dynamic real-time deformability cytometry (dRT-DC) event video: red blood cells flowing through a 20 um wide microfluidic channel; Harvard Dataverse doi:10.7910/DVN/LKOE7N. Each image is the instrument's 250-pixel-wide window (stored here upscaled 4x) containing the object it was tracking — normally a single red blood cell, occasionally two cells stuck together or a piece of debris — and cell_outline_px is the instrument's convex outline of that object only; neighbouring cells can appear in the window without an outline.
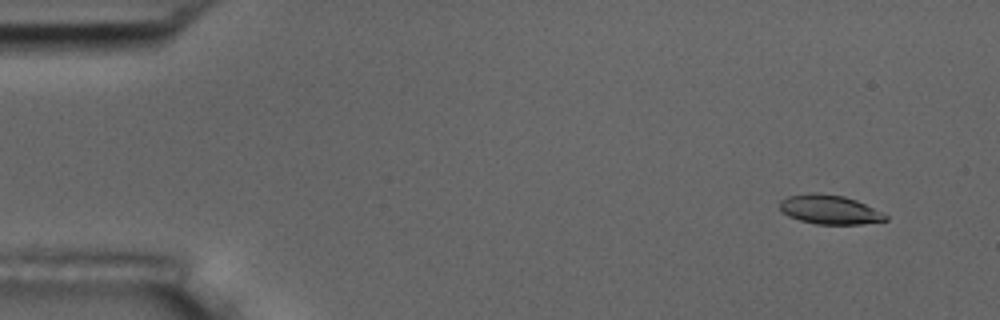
{"species": "common noctule bat (a hibernating species)", "species_latin": "Nyctalus noctula", "temperature_condition": "room temperature", "stored_images_in_passage": 55, "camera_frame_rate_fps": 3000, "um_per_image_px": 0.085, "animal": {"sex": "male", "body_mass_g": 17.5, "forearm_length_mm": 52.3}, "frame": {"image": 1, "passage_image": 5, "time_ms": 1.333, "image_size_px": [1000, 320], "cell_outline_px": [[888, 220], [860, 224], [816, 224], [800, 220], [788, 216], [780, 208], [780, 200], [788, 196], [812, 192], [816, 192], [844, 196], [856, 200], [888, 216]], "centroid_in_image_um": [70.49, 17.81], "position_along_channel_um": 14.5, "area_um2": 17.8}}
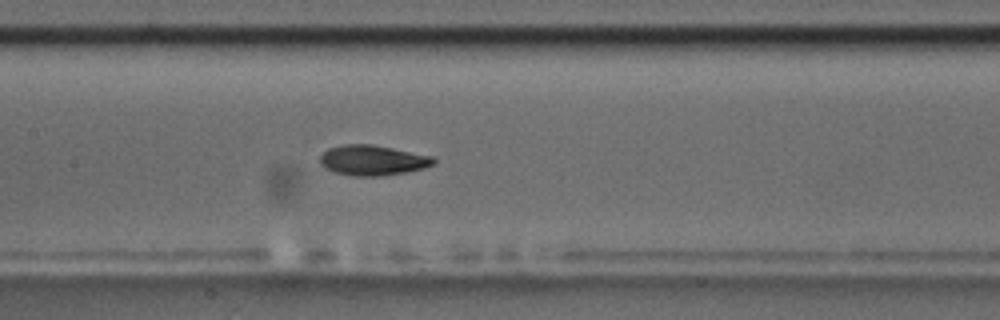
{"frame": {"image": 2, "passage_image": 27, "time_ms": 8.667, "image_size_px": [1000, 320], "cell_outline_px": [[436, 160], [432, 164], [424, 168], [404, 172], [380, 176], [352, 176], [336, 172], [324, 168], [320, 164], [320, 156], [328, 148], [344, 144], [372, 144], [432, 156]], "centroid_in_image_um": [31.64, 13.62], "position_along_channel_um": 175.8, "area_um2": 19.88}}
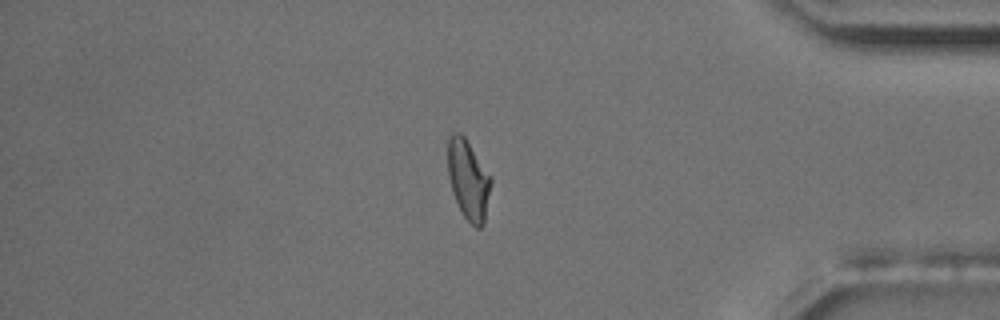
{"frame": {"image": 3, "passage_image": 47, "time_ms": 15.333, "image_size_px": [1000, 320], "cell_outline_px": [[492, 180], [484, 224], [480, 228], [476, 228], [464, 216], [456, 200], [448, 176], [448, 136], [452, 132], [460, 132], [464, 136], [492, 176]], "centroid_in_image_um": [39.82, 15.24], "position_along_channel_um": 395.4, "area_um2": 20.0}, "authors_computed_cell_mechanics": {"area_um2": 19.1896, "velocity_mm_per_s": 3.7302, "shape_relaxation_time_tau1_ms": 3.633, "shape_relaxation_time_tau2_ms": 2.5481, "deformation_change_tau1": 0.1557, "deformation_change_tau2": 0.0858}}